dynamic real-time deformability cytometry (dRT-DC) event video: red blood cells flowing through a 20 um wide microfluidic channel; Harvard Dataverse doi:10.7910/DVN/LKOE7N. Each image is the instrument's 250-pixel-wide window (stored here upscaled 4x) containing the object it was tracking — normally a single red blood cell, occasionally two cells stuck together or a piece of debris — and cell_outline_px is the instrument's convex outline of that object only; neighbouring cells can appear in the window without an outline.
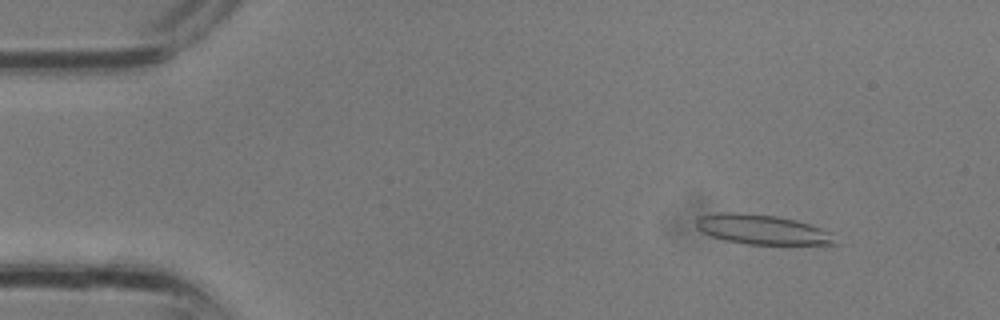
{"species": "common noctule bat (a hibernating species)", "species_latin": "Nyctalus noctula", "temperature_condition": "room temperature", "stored_images_in_passage": 12, "camera_frame_rate_fps": 3000, "um_per_image_px": 0.085, "animal": {"sex": "male", "body_mass_g": 13.3}, "frame": {"image": 1, "passage_image": 4, "time_ms": 1.0, "image_size_px": [1000, 320], "cell_outline_px": [[836, 244], [748, 244], [724, 240], [700, 232], [696, 228], [696, 220], [700, 216], [720, 212], [736, 212], [776, 216], [796, 220], [832, 232]], "centroid_in_image_um": [64.73, 19.5], "position_along_channel_um": 20.3, "area_um2": 23.93}}
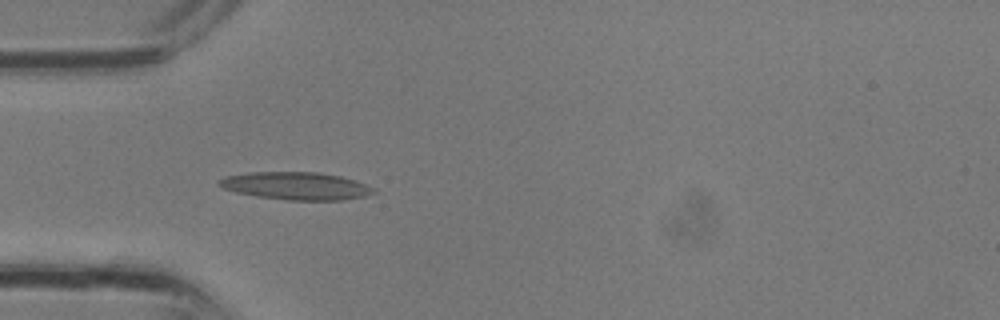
{"frame": {"image": 2, "passage_image": 10, "time_ms": 3.0, "image_size_px": [1000, 320], "cell_outline_px": [[376, 192], [364, 196], [344, 200], [288, 200], [256, 196], [236, 192], [224, 188], [216, 184], [220, 180], [228, 176], [252, 172], [320, 172], [340, 176], [376, 188]], "centroid_in_image_um": [25.19, 15.8], "position_along_channel_um": 59.8, "area_um2": 24.68}}
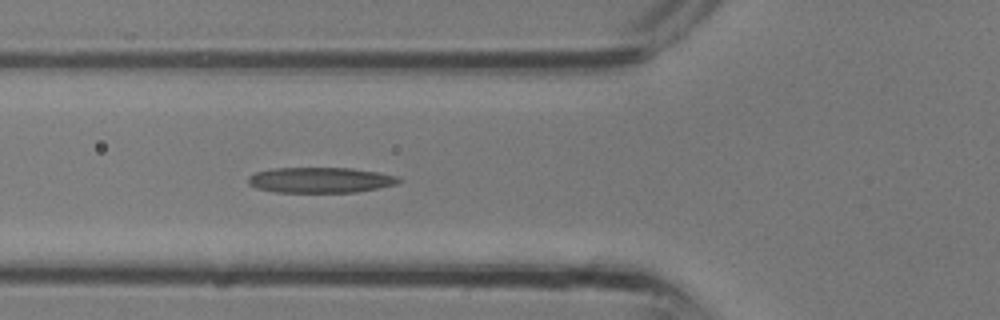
{"frame": {"image": 3, "passage_image": 12, "time_ms": 3.667, "image_size_px": [1000, 320], "cell_outline_px": [[400, 180], [396, 184], [356, 192], [276, 192], [256, 188], [248, 184], [248, 176], [256, 172], [272, 168], [352, 168], [376, 172], [396, 176]], "centroid_in_image_um": [27.16, 15.3], "position_along_channel_um": 98.6, "area_um2": 22.2}}